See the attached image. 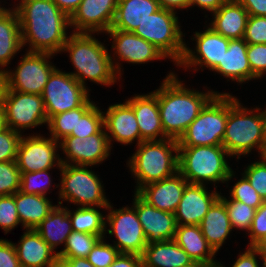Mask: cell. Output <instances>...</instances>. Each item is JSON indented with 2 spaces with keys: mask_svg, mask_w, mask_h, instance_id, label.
Returning <instances> with one entry per match:
<instances>
[{
  "mask_svg": "<svg viewBox=\"0 0 266 267\" xmlns=\"http://www.w3.org/2000/svg\"><path fill=\"white\" fill-rule=\"evenodd\" d=\"M59 205L50 211L49 215L35 228L41 238L54 251L58 245H65L67 237L73 231L71 219L68 214V208Z\"/></svg>",
  "mask_w": 266,
  "mask_h": 267,
  "instance_id": "cell-31",
  "label": "cell"
},
{
  "mask_svg": "<svg viewBox=\"0 0 266 267\" xmlns=\"http://www.w3.org/2000/svg\"><path fill=\"white\" fill-rule=\"evenodd\" d=\"M23 47L20 23L17 11L14 9L0 10V67L8 66Z\"/></svg>",
  "mask_w": 266,
  "mask_h": 267,
  "instance_id": "cell-30",
  "label": "cell"
},
{
  "mask_svg": "<svg viewBox=\"0 0 266 267\" xmlns=\"http://www.w3.org/2000/svg\"><path fill=\"white\" fill-rule=\"evenodd\" d=\"M106 132L103 127L98 133L84 138L69 135L63 138L59 142V148L66 154L67 160L61 158V163L93 166L105 161L110 155V148H112Z\"/></svg>",
  "mask_w": 266,
  "mask_h": 267,
  "instance_id": "cell-15",
  "label": "cell"
},
{
  "mask_svg": "<svg viewBox=\"0 0 266 267\" xmlns=\"http://www.w3.org/2000/svg\"><path fill=\"white\" fill-rule=\"evenodd\" d=\"M227 119L228 93H217L187 127L178 146H222Z\"/></svg>",
  "mask_w": 266,
  "mask_h": 267,
  "instance_id": "cell-7",
  "label": "cell"
},
{
  "mask_svg": "<svg viewBox=\"0 0 266 267\" xmlns=\"http://www.w3.org/2000/svg\"><path fill=\"white\" fill-rule=\"evenodd\" d=\"M14 198L20 223L25 229H35L55 207L45 195L25 194L19 190Z\"/></svg>",
  "mask_w": 266,
  "mask_h": 267,
  "instance_id": "cell-33",
  "label": "cell"
},
{
  "mask_svg": "<svg viewBox=\"0 0 266 267\" xmlns=\"http://www.w3.org/2000/svg\"><path fill=\"white\" fill-rule=\"evenodd\" d=\"M243 39L247 44H266V16L249 15Z\"/></svg>",
  "mask_w": 266,
  "mask_h": 267,
  "instance_id": "cell-46",
  "label": "cell"
},
{
  "mask_svg": "<svg viewBox=\"0 0 266 267\" xmlns=\"http://www.w3.org/2000/svg\"><path fill=\"white\" fill-rule=\"evenodd\" d=\"M187 184L186 179L177 172L167 179L144 185L136 193L155 208L174 214Z\"/></svg>",
  "mask_w": 266,
  "mask_h": 267,
  "instance_id": "cell-21",
  "label": "cell"
},
{
  "mask_svg": "<svg viewBox=\"0 0 266 267\" xmlns=\"http://www.w3.org/2000/svg\"><path fill=\"white\" fill-rule=\"evenodd\" d=\"M251 16H266V0H238Z\"/></svg>",
  "mask_w": 266,
  "mask_h": 267,
  "instance_id": "cell-52",
  "label": "cell"
},
{
  "mask_svg": "<svg viewBox=\"0 0 266 267\" xmlns=\"http://www.w3.org/2000/svg\"><path fill=\"white\" fill-rule=\"evenodd\" d=\"M141 258L142 267H188L194 262L174 239L147 244Z\"/></svg>",
  "mask_w": 266,
  "mask_h": 267,
  "instance_id": "cell-26",
  "label": "cell"
},
{
  "mask_svg": "<svg viewBox=\"0 0 266 267\" xmlns=\"http://www.w3.org/2000/svg\"><path fill=\"white\" fill-rule=\"evenodd\" d=\"M247 58L253 75L261 78L266 73V44H248Z\"/></svg>",
  "mask_w": 266,
  "mask_h": 267,
  "instance_id": "cell-47",
  "label": "cell"
},
{
  "mask_svg": "<svg viewBox=\"0 0 266 267\" xmlns=\"http://www.w3.org/2000/svg\"><path fill=\"white\" fill-rule=\"evenodd\" d=\"M50 169L41 170L30 173H21L20 179V191L25 194H37V195H45L46 191L51 187V176L48 173ZM43 178V179H42ZM44 185L41 184L43 180H45ZM40 180L41 183H40ZM44 182V181H43Z\"/></svg>",
  "mask_w": 266,
  "mask_h": 267,
  "instance_id": "cell-39",
  "label": "cell"
},
{
  "mask_svg": "<svg viewBox=\"0 0 266 267\" xmlns=\"http://www.w3.org/2000/svg\"><path fill=\"white\" fill-rule=\"evenodd\" d=\"M231 200H237L247 204L256 210L263 204L264 200L257 191L250 185L249 180L243 175L235 185L230 189Z\"/></svg>",
  "mask_w": 266,
  "mask_h": 267,
  "instance_id": "cell-41",
  "label": "cell"
},
{
  "mask_svg": "<svg viewBox=\"0 0 266 267\" xmlns=\"http://www.w3.org/2000/svg\"><path fill=\"white\" fill-rule=\"evenodd\" d=\"M22 134L9 127L0 131V162L16 161Z\"/></svg>",
  "mask_w": 266,
  "mask_h": 267,
  "instance_id": "cell-44",
  "label": "cell"
},
{
  "mask_svg": "<svg viewBox=\"0 0 266 267\" xmlns=\"http://www.w3.org/2000/svg\"><path fill=\"white\" fill-rule=\"evenodd\" d=\"M54 54L29 52L24 55L15 71H5L6 90L41 95L48 78L56 69L47 59Z\"/></svg>",
  "mask_w": 266,
  "mask_h": 267,
  "instance_id": "cell-11",
  "label": "cell"
},
{
  "mask_svg": "<svg viewBox=\"0 0 266 267\" xmlns=\"http://www.w3.org/2000/svg\"><path fill=\"white\" fill-rule=\"evenodd\" d=\"M55 267H94L87 258H58Z\"/></svg>",
  "mask_w": 266,
  "mask_h": 267,
  "instance_id": "cell-53",
  "label": "cell"
},
{
  "mask_svg": "<svg viewBox=\"0 0 266 267\" xmlns=\"http://www.w3.org/2000/svg\"><path fill=\"white\" fill-rule=\"evenodd\" d=\"M104 116V128L111 146V141L121 144L140 143V130L133 108L127 103L110 105ZM110 133V134H109ZM114 138V140H112Z\"/></svg>",
  "mask_w": 266,
  "mask_h": 267,
  "instance_id": "cell-22",
  "label": "cell"
},
{
  "mask_svg": "<svg viewBox=\"0 0 266 267\" xmlns=\"http://www.w3.org/2000/svg\"><path fill=\"white\" fill-rule=\"evenodd\" d=\"M106 33L113 38L112 49H114L115 57L128 63H147L156 59L167 58L152 43L135 35L133 32H127L117 29H109Z\"/></svg>",
  "mask_w": 266,
  "mask_h": 267,
  "instance_id": "cell-20",
  "label": "cell"
},
{
  "mask_svg": "<svg viewBox=\"0 0 266 267\" xmlns=\"http://www.w3.org/2000/svg\"><path fill=\"white\" fill-rule=\"evenodd\" d=\"M59 142L40 135L21 137L16 156L20 173H30L62 166L61 158L56 154Z\"/></svg>",
  "mask_w": 266,
  "mask_h": 267,
  "instance_id": "cell-14",
  "label": "cell"
},
{
  "mask_svg": "<svg viewBox=\"0 0 266 267\" xmlns=\"http://www.w3.org/2000/svg\"><path fill=\"white\" fill-rule=\"evenodd\" d=\"M126 102L133 108L135 113L140 130V143L142 141L167 138L161 124L157 90L146 95H135Z\"/></svg>",
  "mask_w": 266,
  "mask_h": 267,
  "instance_id": "cell-23",
  "label": "cell"
},
{
  "mask_svg": "<svg viewBox=\"0 0 266 267\" xmlns=\"http://www.w3.org/2000/svg\"><path fill=\"white\" fill-rule=\"evenodd\" d=\"M220 262H210V263H202V262H193L188 267H218Z\"/></svg>",
  "mask_w": 266,
  "mask_h": 267,
  "instance_id": "cell-60",
  "label": "cell"
},
{
  "mask_svg": "<svg viewBox=\"0 0 266 267\" xmlns=\"http://www.w3.org/2000/svg\"><path fill=\"white\" fill-rule=\"evenodd\" d=\"M109 267H142V258L137 254L120 253Z\"/></svg>",
  "mask_w": 266,
  "mask_h": 267,
  "instance_id": "cell-51",
  "label": "cell"
},
{
  "mask_svg": "<svg viewBox=\"0 0 266 267\" xmlns=\"http://www.w3.org/2000/svg\"><path fill=\"white\" fill-rule=\"evenodd\" d=\"M119 254V250L114 245L107 244L104 238H101L87 256V260L94 267H109Z\"/></svg>",
  "mask_w": 266,
  "mask_h": 267,
  "instance_id": "cell-42",
  "label": "cell"
},
{
  "mask_svg": "<svg viewBox=\"0 0 266 267\" xmlns=\"http://www.w3.org/2000/svg\"><path fill=\"white\" fill-rule=\"evenodd\" d=\"M203 236L217 253L233 230L225 203L219 198L200 223Z\"/></svg>",
  "mask_w": 266,
  "mask_h": 267,
  "instance_id": "cell-29",
  "label": "cell"
},
{
  "mask_svg": "<svg viewBox=\"0 0 266 267\" xmlns=\"http://www.w3.org/2000/svg\"><path fill=\"white\" fill-rule=\"evenodd\" d=\"M17 11L23 47L29 52H62L70 18L52 0H21Z\"/></svg>",
  "mask_w": 266,
  "mask_h": 267,
  "instance_id": "cell-1",
  "label": "cell"
},
{
  "mask_svg": "<svg viewBox=\"0 0 266 267\" xmlns=\"http://www.w3.org/2000/svg\"><path fill=\"white\" fill-rule=\"evenodd\" d=\"M59 198L81 207H101L111 204L105 196L102 183L88 166L62 164ZM65 199V200H64Z\"/></svg>",
  "mask_w": 266,
  "mask_h": 267,
  "instance_id": "cell-9",
  "label": "cell"
},
{
  "mask_svg": "<svg viewBox=\"0 0 266 267\" xmlns=\"http://www.w3.org/2000/svg\"><path fill=\"white\" fill-rule=\"evenodd\" d=\"M192 39L196 41L197 54L185 45L183 57L177 66H184L186 69L192 66H206L213 71L222 62L230 39L215 32L211 27H208L203 33L195 32Z\"/></svg>",
  "mask_w": 266,
  "mask_h": 267,
  "instance_id": "cell-16",
  "label": "cell"
},
{
  "mask_svg": "<svg viewBox=\"0 0 266 267\" xmlns=\"http://www.w3.org/2000/svg\"><path fill=\"white\" fill-rule=\"evenodd\" d=\"M128 160L137 178V192L146 184L172 177L178 172V141L174 139L142 141ZM175 153V155H173Z\"/></svg>",
  "mask_w": 266,
  "mask_h": 267,
  "instance_id": "cell-5",
  "label": "cell"
},
{
  "mask_svg": "<svg viewBox=\"0 0 266 267\" xmlns=\"http://www.w3.org/2000/svg\"><path fill=\"white\" fill-rule=\"evenodd\" d=\"M5 71V69L0 68V104L3 103L4 93L7 87Z\"/></svg>",
  "mask_w": 266,
  "mask_h": 267,
  "instance_id": "cell-57",
  "label": "cell"
},
{
  "mask_svg": "<svg viewBox=\"0 0 266 267\" xmlns=\"http://www.w3.org/2000/svg\"><path fill=\"white\" fill-rule=\"evenodd\" d=\"M220 199L225 203L232 228L247 230L249 233L256 209L237 200H228L221 195Z\"/></svg>",
  "mask_w": 266,
  "mask_h": 267,
  "instance_id": "cell-37",
  "label": "cell"
},
{
  "mask_svg": "<svg viewBox=\"0 0 266 267\" xmlns=\"http://www.w3.org/2000/svg\"><path fill=\"white\" fill-rule=\"evenodd\" d=\"M68 52L76 71L70 74L86 89V79L101 85H114L117 75L121 77L119 63L113 62L111 54L101 41L91 33H73L62 49ZM118 63V64H117Z\"/></svg>",
  "mask_w": 266,
  "mask_h": 267,
  "instance_id": "cell-3",
  "label": "cell"
},
{
  "mask_svg": "<svg viewBox=\"0 0 266 267\" xmlns=\"http://www.w3.org/2000/svg\"><path fill=\"white\" fill-rule=\"evenodd\" d=\"M69 18L76 11L82 0H52Z\"/></svg>",
  "mask_w": 266,
  "mask_h": 267,
  "instance_id": "cell-55",
  "label": "cell"
},
{
  "mask_svg": "<svg viewBox=\"0 0 266 267\" xmlns=\"http://www.w3.org/2000/svg\"><path fill=\"white\" fill-rule=\"evenodd\" d=\"M257 256H259V252L253 246H248L244 253L238 255L232 267H259ZM219 266L225 267L221 263Z\"/></svg>",
  "mask_w": 266,
  "mask_h": 267,
  "instance_id": "cell-50",
  "label": "cell"
},
{
  "mask_svg": "<svg viewBox=\"0 0 266 267\" xmlns=\"http://www.w3.org/2000/svg\"><path fill=\"white\" fill-rule=\"evenodd\" d=\"M7 127L6 116H5V107L4 104H0V131Z\"/></svg>",
  "mask_w": 266,
  "mask_h": 267,
  "instance_id": "cell-59",
  "label": "cell"
},
{
  "mask_svg": "<svg viewBox=\"0 0 266 267\" xmlns=\"http://www.w3.org/2000/svg\"><path fill=\"white\" fill-rule=\"evenodd\" d=\"M50 137L56 141H61L71 133H76L77 108L55 114L48 119Z\"/></svg>",
  "mask_w": 266,
  "mask_h": 267,
  "instance_id": "cell-38",
  "label": "cell"
},
{
  "mask_svg": "<svg viewBox=\"0 0 266 267\" xmlns=\"http://www.w3.org/2000/svg\"><path fill=\"white\" fill-rule=\"evenodd\" d=\"M118 0H82L70 17L73 33H106L113 24Z\"/></svg>",
  "mask_w": 266,
  "mask_h": 267,
  "instance_id": "cell-17",
  "label": "cell"
},
{
  "mask_svg": "<svg viewBox=\"0 0 266 267\" xmlns=\"http://www.w3.org/2000/svg\"><path fill=\"white\" fill-rule=\"evenodd\" d=\"M249 232L251 242L248 246H253L266 235V201L256 210Z\"/></svg>",
  "mask_w": 266,
  "mask_h": 267,
  "instance_id": "cell-48",
  "label": "cell"
},
{
  "mask_svg": "<svg viewBox=\"0 0 266 267\" xmlns=\"http://www.w3.org/2000/svg\"><path fill=\"white\" fill-rule=\"evenodd\" d=\"M20 224L13 195L0 196V227L7 234Z\"/></svg>",
  "mask_w": 266,
  "mask_h": 267,
  "instance_id": "cell-45",
  "label": "cell"
},
{
  "mask_svg": "<svg viewBox=\"0 0 266 267\" xmlns=\"http://www.w3.org/2000/svg\"><path fill=\"white\" fill-rule=\"evenodd\" d=\"M210 27L227 39H242L249 14L238 0H227L215 12Z\"/></svg>",
  "mask_w": 266,
  "mask_h": 267,
  "instance_id": "cell-25",
  "label": "cell"
},
{
  "mask_svg": "<svg viewBox=\"0 0 266 267\" xmlns=\"http://www.w3.org/2000/svg\"><path fill=\"white\" fill-rule=\"evenodd\" d=\"M89 89L81 85L70 73L55 69L41 94L47 119L80 107L89 98Z\"/></svg>",
  "mask_w": 266,
  "mask_h": 267,
  "instance_id": "cell-10",
  "label": "cell"
},
{
  "mask_svg": "<svg viewBox=\"0 0 266 267\" xmlns=\"http://www.w3.org/2000/svg\"><path fill=\"white\" fill-rule=\"evenodd\" d=\"M247 48L248 44L243 38L230 40L222 62L213 71L241 84L245 81L257 79L251 72L247 58Z\"/></svg>",
  "mask_w": 266,
  "mask_h": 267,
  "instance_id": "cell-27",
  "label": "cell"
},
{
  "mask_svg": "<svg viewBox=\"0 0 266 267\" xmlns=\"http://www.w3.org/2000/svg\"><path fill=\"white\" fill-rule=\"evenodd\" d=\"M227 0H190L191 6L201 7L203 10L215 12L220 6H222Z\"/></svg>",
  "mask_w": 266,
  "mask_h": 267,
  "instance_id": "cell-54",
  "label": "cell"
},
{
  "mask_svg": "<svg viewBox=\"0 0 266 267\" xmlns=\"http://www.w3.org/2000/svg\"><path fill=\"white\" fill-rule=\"evenodd\" d=\"M100 239L98 235L72 231L67 237L64 249L56 253L58 258H87Z\"/></svg>",
  "mask_w": 266,
  "mask_h": 267,
  "instance_id": "cell-36",
  "label": "cell"
},
{
  "mask_svg": "<svg viewBox=\"0 0 266 267\" xmlns=\"http://www.w3.org/2000/svg\"><path fill=\"white\" fill-rule=\"evenodd\" d=\"M259 110L243 108L239 100L228 93V119L222 146L231 156L240 159L254 148L259 150L260 157L265 155L263 117Z\"/></svg>",
  "mask_w": 266,
  "mask_h": 267,
  "instance_id": "cell-4",
  "label": "cell"
},
{
  "mask_svg": "<svg viewBox=\"0 0 266 267\" xmlns=\"http://www.w3.org/2000/svg\"><path fill=\"white\" fill-rule=\"evenodd\" d=\"M219 198V192L208 193L203 184L188 183L174 213L177 225H200L206 213Z\"/></svg>",
  "mask_w": 266,
  "mask_h": 267,
  "instance_id": "cell-19",
  "label": "cell"
},
{
  "mask_svg": "<svg viewBox=\"0 0 266 267\" xmlns=\"http://www.w3.org/2000/svg\"><path fill=\"white\" fill-rule=\"evenodd\" d=\"M3 104L7 127L16 132L48 122L44 101L39 94L5 90Z\"/></svg>",
  "mask_w": 266,
  "mask_h": 267,
  "instance_id": "cell-12",
  "label": "cell"
},
{
  "mask_svg": "<svg viewBox=\"0 0 266 267\" xmlns=\"http://www.w3.org/2000/svg\"><path fill=\"white\" fill-rule=\"evenodd\" d=\"M161 8L176 11L177 9H187L190 7V0H157Z\"/></svg>",
  "mask_w": 266,
  "mask_h": 267,
  "instance_id": "cell-56",
  "label": "cell"
},
{
  "mask_svg": "<svg viewBox=\"0 0 266 267\" xmlns=\"http://www.w3.org/2000/svg\"><path fill=\"white\" fill-rule=\"evenodd\" d=\"M103 127V112L88 98L77 107L76 133H71L69 136L84 138L98 133Z\"/></svg>",
  "mask_w": 266,
  "mask_h": 267,
  "instance_id": "cell-35",
  "label": "cell"
},
{
  "mask_svg": "<svg viewBox=\"0 0 266 267\" xmlns=\"http://www.w3.org/2000/svg\"><path fill=\"white\" fill-rule=\"evenodd\" d=\"M253 247L258 251V252H266V235H264L261 239H259Z\"/></svg>",
  "mask_w": 266,
  "mask_h": 267,
  "instance_id": "cell-58",
  "label": "cell"
},
{
  "mask_svg": "<svg viewBox=\"0 0 266 267\" xmlns=\"http://www.w3.org/2000/svg\"><path fill=\"white\" fill-rule=\"evenodd\" d=\"M174 240L194 262H217L216 252L208 244L199 225H177Z\"/></svg>",
  "mask_w": 266,
  "mask_h": 267,
  "instance_id": "cell-32",
  "label": "cell"
},
{
  "mask_svg": "<svg viewBox=\"0 0 266 267\" xmlns=\"http://www.w3.org/2000/svg\"><path fill=\"white\" fill-rule=\"evenodd\" d=\"M106 210H110L106 215V221L110 229L105 231L117 238L114 246L120 253L142 255L147 246V239L142 225L138 219L136 209L132 206L113 209L109 204Z\"/></svg>",
  "mask_w": 266,
  "mask_h": 267,
  "instance_id": "cell-13",
  "label": "cell"
},
{
  "mask_svg": "<svg viewBox=\"0 0 266 267\" xmlns=\"http://www.w3.org/2000/svg\"><path fill=\"white\" fill-rule=\"evenodd\" d=\"M178 76L170 72L157 89L159 113L164 134L179 140L205 105L219 92H199L185 88Z\"/></svg>",
  "mask_w": 266,
  "mask_h": 267,
  "instance_id": "cell-2",
  "label": "cell"
},
{
  "mask_svg": "<svg viewBox=\"0 0 266 267\" xmlns=\"http://www.w3.org/2000/svg\"><path fill=\"white\" fill-rule=\"evenodd\" d=\"M176 12L164 8L150 14L134 34L152 43L177 65L184 54L185 42Z\"/></svg>",
  "mask_w": 266,
  "mask_h": 267,
  "instance_id": "cell-8",
  "label": "cell"
},
{
  "mask_svg": "<svg viewBox=\"0 0 266 267\" xmlns=\"http://www.w3.org/2000/svg\"><path fill=\"white\" fill-rule=\"evenodd\" d=\"M101 207H78L73 213L68 209L72 229L75 232H83L98 235L104 238L106 233V216L98 211Z\"/></svg>",
  "mask_w": 266,
  "mask_h": 267,
  "instance_id": "cell-34",
  "label": "cell"
},
{
  "mask_svg": "<svg viewBox=\"0 0 266 267\" xmlns=\"http://www.w3.org/2000/svg\"><path fill=\"white\" fill-rule=\"evenodd\" d=\"M178 155V172L188 183H224L235 176L225 158L231 155L223 146L179 147Z\"/></svg>",
  "mask_w": 266,
  "mask_h": 267,
  "instance_id": "cell-6",
  "label": "cell"
},
{
  "mask_svg": "<svg viewBox=\"0 0 266 267\" xmlns=\"http://www.w3.org/2000/svg\"><path fill=\"white\" fill-rule=\"evenodd\" d=\"M259 256L263 261V267H266V252H259Z\"/></svg>",
  "mask_w": 266,
  "mask_h": 267,
  "instance_id": "cell-62",
  "label": "cell"
},
{
  "mask_svg": "<svg viewBox=\"0 0 266 267\" xmlns=\"http://www.w3.org/2000/svg\"><path fill=\"white\" fill-rule=\"evenodd\" d=\"M262 117H263V130H264L265 152H266V110L262 111Z\"/></svg>",
  "mask_w": 266,
  "mask_h": 267,
  "instance_id": "cell-61",
  "label": "cell"
},
{
  "mask_svg": "<svg viewBox=\"0 0 266 267\" xmlns=\"http://www.w3.org/2000/svg\"><path fill=\"white\" fill-rule=\"evenodd\" d=\"M160 8L157 0H118L115 18L110 29L134 32L138 25Z\"/></svg>",
  "mask_w": 266,
  "mask_h": 267,
  "instance_id": "cell-28",
  "label": "cell"
},
{
  "mask_svg": "<svg viewBox=\"0 0 266 267\" xmlns=\"http://www.w3.org/2000/svg\"><path fill=\"white\" fill-rule=\"evenodd\" d=\"M243 174L260 197L266 201V157L261 156L260 161L248 165Z\"/></svg>",
  "mask_w": 266,
  "mask_h": 267,
  "instance_id": "cell-43",
  "label": "cell"
},
{
  "mask_svg": "<svg viewBox=\"0 0 266 267\" xmlns=\"http://www.w3.org/2000/svg\"><path fill=\"white\" fill-rule=\"evenodd\" d=\"M134 195L133 207L136 209L147 244L174 239L177 228L175 215L148 204L136 192Z\"/></svg>",
  "mask_w": 266,
  "mask_h": 267,
  "instance_id": "cell-18",
  "label": "cell"
},
{
  "mask_svg": "<svg viewBox=\"0 0 266 267\" xmlns=\"http://www.w3.org/2000/svg\"><path fill=\"white\" fill-rule=\"evenodd\" d=\"M0 267H21L14 243L0 239Z\"/></svg>",
  "mask_w": 266,
  "mask_h": 267,
  "instance_id": "cell-49",
  "label": "cell"
},
{
  "mask_svg": "<svg viewBox=\"0 0 266 267\" xmlns=\"http://www.w3.org/2000/svg\"><path fill=\"white\" fill-rule=\"evenodd\" d=\"M14 247L21 267H55L58 262V254L35 229H26Z\"/></svg>",
  "mask_w": 266,
  "mask_h": 267,
  "instance_id": "cell-24",
  "label": "cell"
},
{
  "mask_svg": "<svg viewBox=\"0 0 266 267\" xmlns=\"http://www.w3.org/2000/svg\"><path fill=\"white\" fill-rule=\"evenodd\" d=\"M21 173L16 161L0 162V196L13 195L20 190Z\"/></svg>",
  "mask_w": 266,
  "mask_h": 267,
  "instance_id": "cell-40",
  "label": "cell"
}]
</instances>
